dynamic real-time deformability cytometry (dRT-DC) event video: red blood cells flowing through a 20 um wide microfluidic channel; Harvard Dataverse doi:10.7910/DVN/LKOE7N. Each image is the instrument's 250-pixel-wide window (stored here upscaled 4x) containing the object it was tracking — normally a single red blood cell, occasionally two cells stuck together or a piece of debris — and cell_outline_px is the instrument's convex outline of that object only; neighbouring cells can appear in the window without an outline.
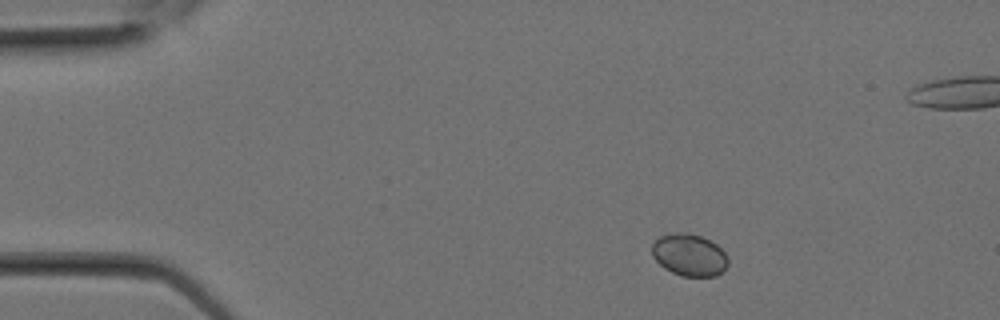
{"species": "Egyptian fruit bat (a non-hibernating species)", "species_latin": "Rousettus aegyptiacus", "temperature_condition": "room temperature", "stored_images_in_passage": 2, "camera_frame_rate_fps": 3000, "um_per_image_px": 0.085, "animal": {"sex": "female"}, "frame": {"image": 1, "passage_image": 1, "time_ms": 0.0, "image_size_px": [1000, 320], "cell_outline_px": [[728, 264], [716, 276], [684, 276], [672, 272], [664, 268], [652, 256], [652, 244], [660, 236], [672, 232], [688, 232], [700, 236], [716, 244], [728, 256]], "centroid_in_image_um": [58.57, 21.66], "position_along_channel_um": 26.4, "area_um2": 18.61}}